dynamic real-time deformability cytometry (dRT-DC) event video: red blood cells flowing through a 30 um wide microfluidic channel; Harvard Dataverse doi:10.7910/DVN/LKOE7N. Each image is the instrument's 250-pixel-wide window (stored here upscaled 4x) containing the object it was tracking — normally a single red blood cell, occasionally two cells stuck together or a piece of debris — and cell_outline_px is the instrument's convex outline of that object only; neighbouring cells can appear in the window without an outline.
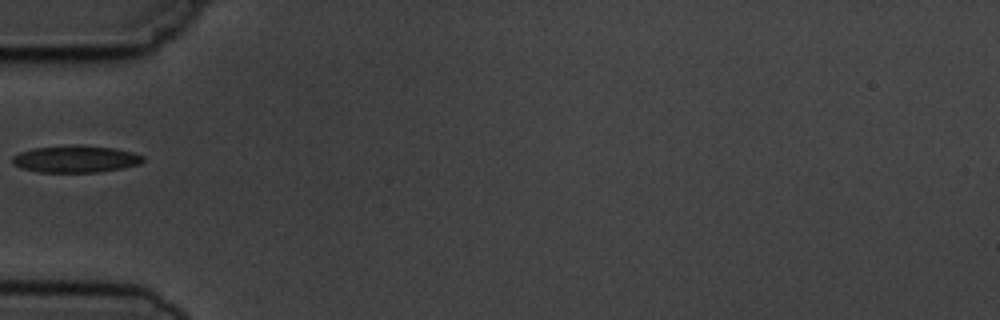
{"species": "common noctule bat (a hibernating species)", "species_latin": "Nyctalus noctula", "temperature_condition": "cold", "stored_images_in_passage": 6, "camera_frame_rate_fps": 3000, "um_per_image_px": 0.085, "animal": {"sex": "male", "body_mass_g": 19.5, "forearm_length_mm": 54.6}, "frame": {"image": 1, "passage_image": 5, "time_ms": 4.667, "image_size_px": [1000, 320], "cell_outline_px": [[144, 160], [140, 164], [124, 168], [96, 172], [40, 172], [20, 168], [12, 164], [12, 156], [20, 152], [32, 148], [76, 144], [80, 144], [116, 148], [132, 152], [144, 156]], "centroid_in_image_um": [6.43, 13.5], "position_along_channel_um": 78.6, "area_um2": 20.87}}
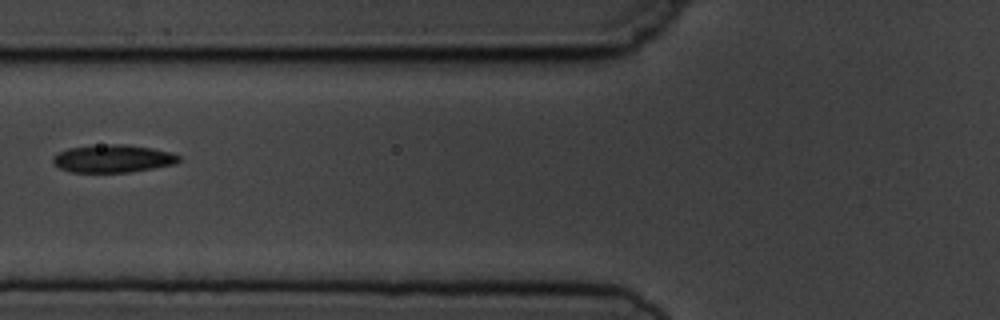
{"frame": {"image": 2, "passage_image": 6, "time_ms": 5.667, "image_size_px": [1000, 320], "cell_outline_px": [[180, 160], [176, 164], [128, 172], [72, 172], [60, 168], [52, 164], [52, 156], [68, 148], [108, 144], [124, 144], [152, 148], [172, 152], [180, 156]], "centroid_in_image_um": [9.6, 13.48], "position_along_channel_um": 116.2, "area_um2": 20.35}}